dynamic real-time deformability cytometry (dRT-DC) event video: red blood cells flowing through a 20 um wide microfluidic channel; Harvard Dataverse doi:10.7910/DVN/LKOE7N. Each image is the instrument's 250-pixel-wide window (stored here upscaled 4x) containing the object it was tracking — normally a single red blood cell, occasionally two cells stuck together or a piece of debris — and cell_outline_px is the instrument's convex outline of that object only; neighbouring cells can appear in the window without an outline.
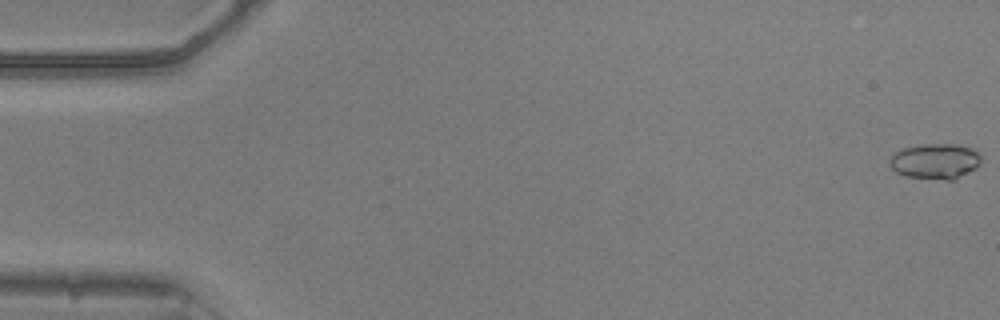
{"species": "common noctule bat (a hibernating species)", "species_latin": "Nyctalus noctula", "temperature_condition": "warm", "stored_images_in_passage": 10, "camera_frame_rate_fps": 3000, "um_per_image_px": 0.085, "animal": {"sex": "male", "body_mass_g": 20.5, "forearm_length_mm": 52.5}, "frame": {"image": 1, "passage_image": 1, "time_ms": 0.0, "image_size_px": [1000, 320], "cell_outline_px": [[980, 164], [976, 168], [956, 180], [948, 180], [908, 176], [896, 172], [888, 164], [888, 160], [896, 152], [904, 148], [924, 144], [952, 144], [972, 148], [980, 156]], "centroid_in_image_um": [79.5, 13.71], "position_along_channel_um": 5.5, "area_um2": 18.79}}